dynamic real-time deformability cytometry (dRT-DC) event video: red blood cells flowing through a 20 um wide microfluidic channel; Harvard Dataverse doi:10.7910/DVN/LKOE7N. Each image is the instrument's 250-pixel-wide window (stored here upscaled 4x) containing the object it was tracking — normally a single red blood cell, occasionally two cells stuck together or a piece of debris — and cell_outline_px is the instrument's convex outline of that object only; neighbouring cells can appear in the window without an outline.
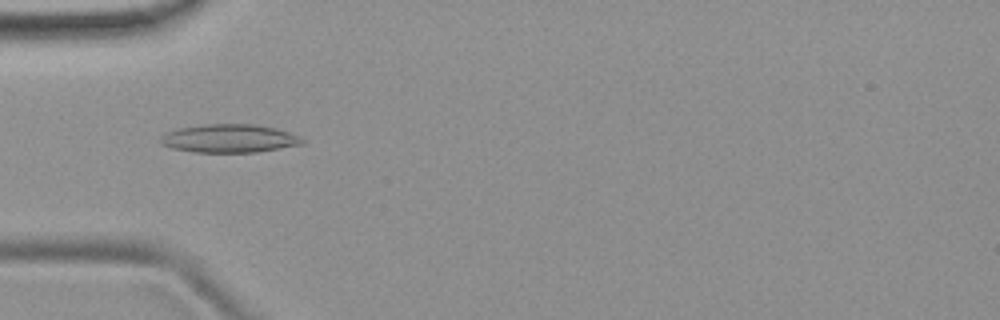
{"species": "common noctule bat (a hibernating species)", "species_latin": "Nyctalus noctula", "temperature_condition": "room temperature", "stored_images_in_passage": 39, "camera_frame_rate_fps": 3000, "um_per_image_px": 0.085, "animal": {"sex": "female", "body_mass_g": 19.9}, "frame": {"image": 1, "passage_image": 4, "time_ms": 1.0, "image_size_px": [1000, 320], "cell_outline_px": [[304, 144], [256, 152], [192, 152], [172, 148], [160, 144], [160, 136], [176, 128], [204, 124], [252, 124], [276, 128], [288, 132], [304, 140]], "centroid_in_image_um": [19.44, 11.77], "position_along_channel_um": 65.6, "area_um2": 23.35}}
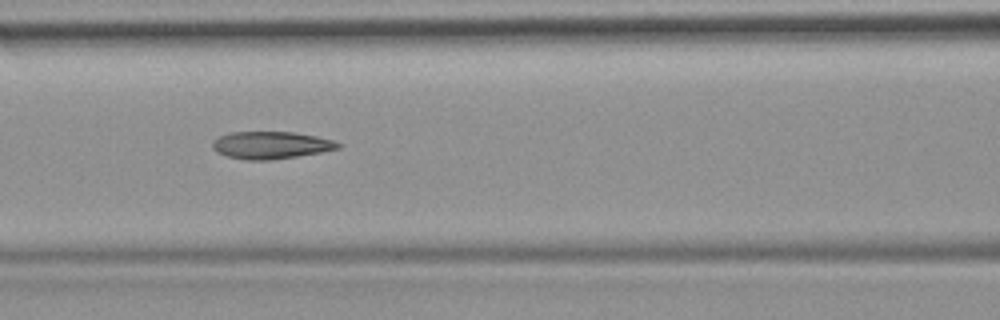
{"frame": {"image": 2, "passage_image": 10, "time_ms": 3.0, "image_size_px": [1000, 320], "cell_outline_px": [[344, 144], [340, 148], [320, 152], [272, 160], [248, 160], [228, 156], [216, 152], [212, 148], [212, 144], [220, 136], [232, 132], [292, 132], [316, 136], [332, 140]], "centroid_in_image_um": [23.05, 12.34], "position_along_channel_um": 143.5, "area_um2": 19.83}}
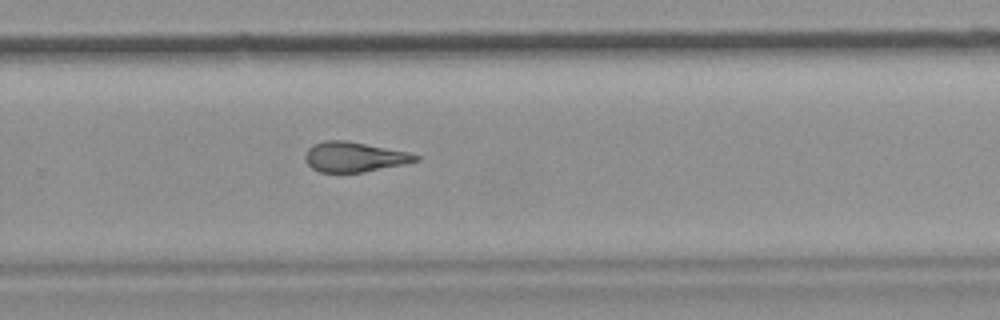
{"frame": {"image": 3, "passage_image": 22, "time_ms": 7.0, "image_size_px": [1000, 320], "cell_outline_px": [[420, 160], [404, 164], [364, 172], [320, 172], [312, 168], [304, 160], [304, 156], [308, 148], [312, 144], [324, 140], [348, 140], [408, 152], [420, 156]], "centroid_in_image_um": [30.09, 13.33], "position_along_channel_um": 299.7, "area_um2": 19.42}, "authors_computed_cell_mechanics": {"area_um2": 19.9988, "velocity_mm_per_s": 3.9239, "shape_relaxation_time_tau1_ms": 7.3945, "shape_relaxation_time_tau2_ms": 3.58, "deformation_change_tau1": 0.2096, "deformation_change_tau2": 0.1412}}